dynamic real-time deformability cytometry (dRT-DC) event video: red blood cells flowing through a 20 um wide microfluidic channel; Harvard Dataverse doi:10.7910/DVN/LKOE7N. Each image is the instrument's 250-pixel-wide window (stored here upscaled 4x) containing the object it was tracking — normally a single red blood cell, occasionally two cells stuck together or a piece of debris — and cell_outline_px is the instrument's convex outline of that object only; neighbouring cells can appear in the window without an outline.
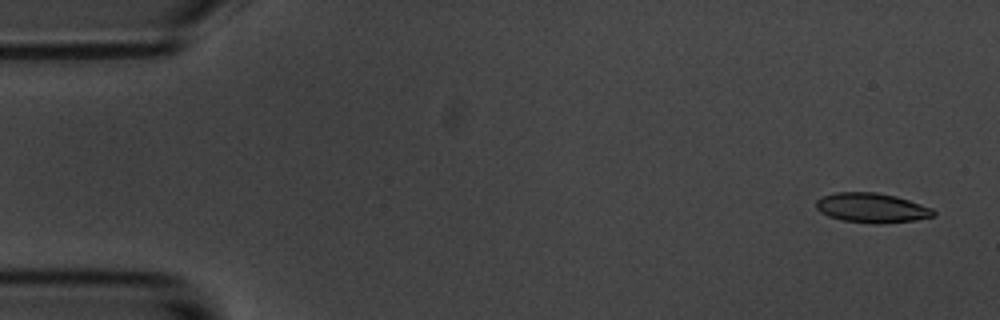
{"species": "common noctule bat (a hibernating species)", "species_latin": "Nyctalus noctula", "temperature_condition": "room temperature", "stored_images_in_passage": 4, "camera_frame_rate_fps": 3000, "um_per_image_px": 0.085, "animal": {"sex": "male", "body_mass_g": 20.1, "forearm_length_mm": 53.5}, "frame": {"image": 1, "passage_image": 1, "time_ms": 0.0, "image_size_px": [1000, 320], "cell_outline_px": [[936, 216], [916, 220], [880, 224], [876, 224], [840, 220], [828, 216], [820, 212], [816, 208], [816, 200], [820, 196], [836, 192], [876, 192], [896, 196], [932, 208], [936, 212]], "centroid_in_image_um": [74.08, 17.67], "position_along_channel_um": 10.9, "area_um2": 20.52}}
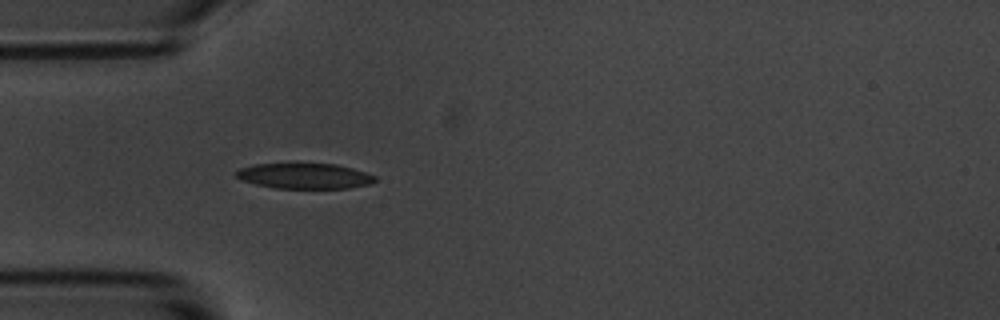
{"frame": {"image": 2, "passage_image": 4, "time_ms": 4.667, "image_size_px": [1000, 320], "cell_outline_px": [[376, 180], [368, 184], [348, 188], [276, 188], [256, 184], [240, 180], [236, 176], [236, 172], [240, 168], [256, 164], [296, 160], [336, 164], [352, 168], [376, 176]], "centroid_in_image_um": [25.83, 14.9], "position_along_channel_um": 59.2, "area_um2": 21.5}}